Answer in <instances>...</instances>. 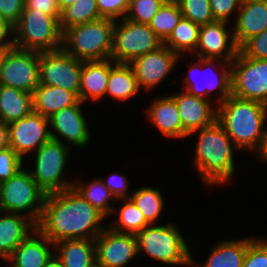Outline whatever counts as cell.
Returning <instances> with one entry per match:
<instances>
[{
  "label": "cell",
  "mask_w": 267,
  "mask_h": 267,
  "mask_svg": "<svg viewBox=\"0 0 267 267\" xmlns=\"http://www.w3.org/2000/svg\"><path fill=\"white\" fill-rule=\"evenodd\" d=\"M105 218L72 187L46 194L37 229L54 244L64 239H95L106 228L101 224Z\"/></svg>",
  "instance_id": "cell-1"
},
{
  "label": "cell",
  "mask_w": 267,
  "mask_h": 267,
  "mask_svg": "<svg viewBox=\"0 0 267 267\" xmlns=\"http://www.w3.org/2000/svg\"><path fill=\"white\" fill-rule=\"evenodd\" d=\"M216 121L239 149L257 151L265 137L267 105L230 95L217 105Z\"/></svg>",
  "instance_id": "cell-2"
},
{
  "label": "cell",
  "mask_w": 267,
  "mask_h": 267,
  "mask_svg": "<svg viewBox=\"0 0 267 267\" xmlns=\"http://www.w3.org/2000/svg\"><path fill=\"white\" fill-rule=\"evenodd\" d=\"M198 133V142L193 163L203 182L227 183L234 174L233 150L238 149L223 127L215 121L212 125L191 132Z\"/></svg>",
  "instance_id": "cell-3"
},
{
  "label": "cell",
  "mask_w": 267,
  "mask_h": 267,
  "mask_svg": "<svg viewBox=\"0 0 267 267\" xmlns=\"http://www.w3.org/2000/svg\"><path fill=\"white\" fill-rule=\"evenodd\" d=\"M114 25L113 19L99 18L69 27L63 31L62 49L82 61L109 59Z\"/></svg>",
  "instance_id": "cell-4"
},
{
  "label": "cell",
  "mask_w": 267,
  "mask_h": 267,
  "mask_svg": "<svg viewBox=\"0 0 267 267\" xmlns=\"http://www.w3.org/2000/svg\"><path fill=\"white\" fill-rule=\"evenodd\" d=\"M14 28V47L48 52L62 49L60 20L34 9H24Z\"/></svg>",
  "instance_id": "cell-5"
},
{
  "label": "cell",
  "mask_w": 267,
  "mask_h": 267,
  "mask_svg": "<svg viewBox=\"0 0 267 267\" xmlns=\"http://www.w3.org/2000/svg\"><path fill=\"white\" fill-rule=\"evenodd\" d=\"M138 252L144 251L155 261L191 267L192 254L180 230L172 223L166 225L150 224L137 235Z\"/></svg>",
  "instance_id": "cell-6"
},
{
  "label": "cell",
  "mask_w": 267,
  "mask_h": 267,
  "mask_svg": "<svg viewBox=\"0 0 267 267\" xmlns=\"http://www.w3.org/2000/svg\"><path fill=\"white\" fill-rule=\"evenodd\" d=\"M45 197L46 193L38 186L30 172L21 168L0 184V211L26 215L38 224Z\"/></svg>",
  "instance_id": "cell-7"
},
{
  "label": "cell",
  "mask_w": 267,
  "mask_h": 267,
  "mask_svg": "<svg viewBox=\"0 0 267 267\" xmlns=\"http://www.w3.org/2000/svg\"><path fill=\"white\" fill-rule=\"evenodd\" d=\"M121 23L115 20L111 59L116 63L129 64L133 59L154 51L163 45V41L148 24H139L123 18Z\"/></svg>",
  "instance_id": "cell-8"
},
{
  "label": "cell",
  "mask_w": 267,
  "mask_h": 267,
  "mask_svg": "<svg viewBox=\"0 0 267 267\" xmlns=\"http://www.w3.org/2000/svg\"><path fill=\"white\" fill-rule=\"evenodd\" d=\"M64 144L61 141L50 139L35 151V170H29V172L46 194L60 192L73 186L74 182L65 181L61 176L71 147Z\"/></svg>",
  "instance_id": "cell-9"
},
{
  "label": "cell",
  "mask_w": 267,
  "mask_h": 267,
  "mask_svg": "<svg viewBox=\"0 0 267 267\" xmlns=\"http://www.w3.org/2000/svg\"><path fill=\"white\" fill-rule=\"evenodd\" d=\"M0 85L33 93L39 86V52L0 49Z\"/></svg>",
  "instance_id": "cell-10"
},
{
  "label": "cell",
  "mask_w": 267,
  "mask_h": 267,
  "mask_svg": "<svg viewBox=\"0 0 267 267\" xmlns=\"http://www.w3.org/2000/svg\"><path fill=\"white\" fill-rule=\"evenodd\" d=\"M231 95L267 105V59L244 56L231 62Z\"/></svg>",
  "instance_id": "cell-11"
},
{
  "label": "cell",
  "mask_w": 267,
  "mask_h": 267,
  "mask_svg": "<svg viewBox=\"0 0 267 267\" xmlns=\"http://www.w3.org/2000/svg\"><path fill=\"white\" fill-rule=\"evenodd\" d=\"M83 61L63 49L39 52V84L56 86L79 98Z\"/></svg>",
  "instance_id": "cell-12"
},
{
  "label": "cell",
  "mask_w": 267,
  "mask_h": 267,
  "mask_svg": "<svg viewBox=\"0 0 267 267\" xmlns=\"http://www.w3.org/2000/svg\"><path fill=\"white\" fill-rule=\"evenodd\" d=\"M199 60L198 62L196 61L192 66L189 67V75L190 77H185V81H183V84L187 85L186 86V91L196 97L205 99V100H210L211 92L214 89H219L220 96L217 99V104L223 103L230 95H231V86H232V81H231V62H224L217 64V66H222L221 69H219V73L216 72L214 66V62L216 60L221 59H210V58H200L197 59ZM203 65H202V64ZM222 64V65H221ZM208 68L209 73L205 74L206 76L203 78V84H199L195 82V80L191 79V75H193V72L195 73L196 71L203 70L202 66ZM200 68V69H198ZM213 68V69H212ZM198 69V70H197ZM192 73V74H191ZM216 73V74H215ZM197 74V73H196ZM218 74V75H217ZM195 75V74H194ZM208 76V77H207Z\"/></svg>",
  "instance_id": "cell-13"
},
{
  "label": "cell",
  "mask_w": 267,
  "mask_h": 267,
  "mask_svg": "<svg viewBox=\"0 0 267 267\" xmlns=\"http://www.w3.org/2000/svg\"><path fill=\"white\" fill-rule=\"evenodd\" d=\"M181 57L164 44L158 49L133 59L129 65L141 89L151 90L174 68Z\"/></svg>",
  "instance_id": "cell-14"
},
{
  "label": "cell",
  "mask_w": 267,
  "mask_h": 267,
  "mask_svg": "<svg viewBox=\"0 0 267 267\" xmlns=\"http://www.w3.org/2000/svg\"><path fill=\"white\" fill-rule=\"evenodd\" d=\"M49 120L32 112L24 118L8 124L10 147L23 159L51 139Z\"/></svg>",
  "instance_id": "cell-15"
},
{
  "label": "cell",
  "mask_w": 267,
  "mask_h": 267,
  "mask_svg": "<svg viewBox=\"0 0 267 267\" xmlns=\"http://www.w3.org/2000/svg\"><path fill=\"white\" fill-rule=\"evenodd\" d=\"M94 241L96 257L106 267H123L139 253L136 235L115 232L108 225Z\"/></svg>",
  "instance_id": "cell-16"
},
{
  "label": "cell",
  "mask_w": 267,
  "mask_h": 267,
  "mask_svg": "<svg viewBox=\"0 0 267 267\" xmlns=\"http://www.w3.org/2000/svg\"><path fill=\"white\" fill-rule=\"evenodd\" d=\"M225 21H213L200 26L196 55L200 58L218 59L232 62L239 52L233 33L227 31Z\"/></svg>",
  "instance_id": "cell-17"
},
{
  "label": "cell",
  "mask_w": 267,
  "mask_h": 267,
  "mask_svg": "<svg viewBox=\"0 0 267 267\" xmlns=\"http://www.w3.org/2000/svg\"><path fill=\"white\" fill-rule=\"evenodd\" d=\"M81 104L83 102L79 100L75 105L65 107L48 118L49 125L54 129V132H57L54 133L50 129L51 139L60 142L58 136H62L69 144L79 148L90 142V132L82 114Z\"/></svg>",
  "instance_id": "cell-18"
},
{
  "label": "cell",
  "mask_w": 267,
  "mask_h": 267,
  "mask_svg": "<svg viewBox=\"0 0 267 267\" xmlns=\"http://www.w3.org/2000/svg\"><path fill=\"white\" fill-rule=\"evenodd\" d=\"M172 97L178 108L182 129L188 135L193 131L210 126L216 121L217 109L215 106H211L210 100L196 97L186 90L178 95H172Z\"/></svg>",
  "instance_id": "cell-19"
},
{
  "label": "cell",
  "mask_w": 267,
  "mask_h": 267,
  "mask_svg": "<svg viewBox=\"0 0 267 267\" xmlns=\"http://www.w3.org/2000/svg\"><path fill=\"white\" fill-rule=\"evenodd\" d=\"M0 217V259L7 260L37 224L20 213L4 211Z\"/></svg>",
  "instance_id": "cell-20"
},
{
  "label": "cell",
  "mask_w": 267,
  "mask_h": 267,
  "mask_svg": "<svg viewBox=\"0 0 267 267\" xmlns=\"http://www.w3.org/2000/svg\"><path fill=\"white\" fill-rule=\"evenodd\" d=\"M234 31L235 43L240 47L254 35L267 29V0L245 1L238 10Z\"/></svg>",
  "instance_id": "cell-21"
},
{
  "label": "cell",
  "mask_w": 267,
  "mask_h": 267,
  "mask_svg": "<svg viewBox=\"0 0 267 267\" xmlns=\"http://www.w3.org/2000/svg\"><path fill=\"white\" fill-rule=\"evenodd\" d=\"M32 233L38 236L34 237ZM7 259L12 262L11 267H44L53 255L49 248L52 243L39 229L33 231ZM33 236V237H32ZM38 238V239H37Z\"/></svg>",
  "instance_id": "cell-22"
},
{
  "label": "cell",
  "mask_w": 267,
  "mask_h": 267,
  "mask_svg": "<svg viewBox=\"0 0 267 267\" xmlns=\"http://www.w3.org/2000/svg\"><path fill=\"white\" fill-rule=\"evenodd\" d=\"M147 116L159 131L168 138H185L188 134L182 129L181 119L174 98H157L147 109Z\"/></svg>",
  "instance_id": "cell-23"
},
{
  "label": "cell",
  "mask_w": 267,
  "mask_h": 267,
  "mask_svg": "<svg viewBox=\"0 0 267 267\" xmlns=\"http://www.w3.org/2000/svg\"><path fill=\"white\" fill-rule=\"evenodd\" d=\"M110 76V58L106 60L83 61L79 100H99L106 95Z\"/></svg>",
  "instance_id": "cell-24"
},
{
  "label": "cell",
  "mask_w": 267,
  "mask_h": 267,
  "mask_svg": "<svg viewBox=\"0 0 267 267\" xmlns=\"http://www.w3.org/2000/svg\"><path fill=\"white\" fill-rule=\"evenodd\" d=\"M32 95L33 111L47 118L65 107L75 105L79 101V98L73 92L45 84H39Z\"/></svg>",
  "instance_id": "cell-25"
},
{
  "label": "cell",
  "mask_w": 267,
  "mask_h": 267,
  "mask_svg": "<svg viewBox=\"0 0 267 267\" xmlns=\"http://www.w3.org/2000/svg\"><path fill=\"white\" fill-rule=\"evenodd\" d=\"M33 112V95L14 87L0 85V119L6 124Z\"/></svg>",
  "instance_id": "cell-26"
},
{
  "label": "cell",
  "mask_w": 267,
  "mask_h": 267,
  "mask_svg": "<svg viewBox=\"0 0 267 267\" xmlns=\"http://www.w3.org/2000/svg\"><path fill=\"white\" fill-rule=\"evenodd\" d=\"M63 267H90L96 257L94 239H64L54 244Z\"/></svg>",
  "instance_id": "cell-27"
},
{
  "label": "cell",
  "mask_w": 267,
  "mask_h": 267,
  "mask_svg": "<svg viewBox=\"0 0 267 267\" xmlns=\"http://www.w3.org/2000/svg\"><path fill=\"white\" fill-rule=\"evenodd\" d=\"M248 247V238L239 240H229L219 242L211 251L209 258L201 267H242L246 250ZM192 257V267L194 266ZM194 267H200L195 264Z\"/></svg>",
  "instance_id": "cell-28"
},
{
  "label": "cell",
  "mask_w": 267,
  "mask_h": 267,
  "mask_svg": "<svg viewBox=\"0 0 267 267\" xmlns=\"http://www.w3.org/2000/svg\"><path fill=\"white\" fill-rule=\"evenodd\" d=\"M139 90L140 88L131 66L127 63H116L110 58V76L106 95H111L113 99L125 101L136 95Z\"/></svg>",
  "instance_id": "cell-29"
},
{
  "label": "cell",
  "mask_w": 267,
  "mask_h": 267,
  "mask_svg": "<svg viewBox=\"0 0 267 267\" xmlns=\"http://www.w3.org/2000/svg\"><path fill=\"white\" fill-rule=\"evenodd\" d=\"M199 31V25L182 17L163 44L179 56L185 52L192 53L198 45Z\"/></svg>",
  "instance_id": "cell-30"
},
{
  "label": "cell",
  "mask_w": 267,
  "mask_h": 267,
  "mask_svg": "<svg viewBox=\"0 0 267 267\" xmlns=\"http://www.w3.org/2000/svg\"><path fill=\"white\" fill-rule=\"evenodd\" d=\"M99 18L101 17L96 0H76L61 12V31Z\"/></svg>",
  "instance_id": "cell-31"
},
{
  "label": "cell",
  "mask_w": 267,
  "mask_h": 267,
  "mask_svg": "<svg viewBox=\"0 0 267 267\" xmlns=\"http://www.w3.org/2000/svg\"><path fill=\"white\" fill-rule=\"evenodd\" d=\"M72 187L105 217L114 212L115 208L110 205L109 200L115 197L102 180L96 179L89 185H84V183L81 184L79 182L73 183Z\"/></svg>",
  "instance_id": "cell-32"
},
{
  "label": "cell",
  "mask_w": 267,
  "mask_h": 267,
  "mask_svg": "<svg viewBox=\"0 0 267 267\" xmlns=\"http://www.w3.org/2000/svg\"><path fill=\"white\" fill-rule=\"evenodd\" d=\"M124 201L126 202L119 211L118 219L108 227L118 233L137 235L150 224L131 198H126Z\"/></svg>",
  "instance_id": "cell-33"
},
{
  "label": "cell",
  "mask_w": 267,
  "mask_h": 267,
  "mask_svg": "<svg viewBox=\"0 0 267 267\" xmlns=\"http://www.w3.org/2000/svg\"><path fill=\"white\" fill-rule=\"evenodd\" d=\"M131 194L130 198L143 213L146 221L155 225L164 207L161 192L150 187H142Z\"/></svg>",
  "instance_id": "cell-34"
},
{
  "label": "cell",
  "mask_w": 267,
  "mask_h": 267,
  "mask_svg": "<svg viewBox=\"0 0 267 267\" xmlns=\"http://www.w3.org/2000/svg\"><path fill=\"white\" fill-rule=\"evenodd\" d=\"M183 17L178 3H164L148 24L153 32L164 42Z\"/></svg>",
  "instance_id": "cell-35"
},
{
  "label": "cell",
  "mask_w": 267,
  "mask_h": 267,
  "mask_svg": "<svg viewBox=\"0 0 267 267\" xmlns=\"http://www.w3.org/2000/svg\"><path fill=\"white\" fill-rule=\"evenodd\" d=\"M177 3L183 17L199 26L215 21L210 9V0H178Z\"/></svg>",
  "instance_id": "cell-36"
},
{
  "label": "cell",
  "mask_w": 267,
  "mask_h": 267,
  "mask_svg": "<svg viewBox=\"0 0 267 267\" xmlns=\"http://www.w3.org/2000/svg\"><path fill=\"white\" fill-rule=\"evenodd\" d=\"M163 4L160 0H130L125 18L135 23L149 24Z\"/></svg>",
  "instance_id": "cell-37"
},
{
  "label": "cell",
  "mask_w": 267,
  "mask_h": 267,
  "mask_svg": "<svg viewBox=\"0 0 267 267\" xmlns=\"http://www.w3.org/2000/svg\"><path fill=\"white\" fill-rule=\"evenodd\" d=\"M242 267H267V240L248 238Z\"/></svg>",
  "instance_id": "cell-38"
},
{
  "label": "cell",
  "mask_w": 267,
  "mask_h": 267,
  "mask_svg": "<svg viewBox=\"0 0 267 267\" xmlns=\"http://www.w3.org/2000/svg\"><path fill=\"white\" fill-rule=\"evenodd\" d=\"M23 161L10 146L0 150V184L7 181L21 169Z\"/></svg>",
  "instance_id": "cell-39"
},
{
  "label": "cell",
  "mask_w": 267,
  "mask_h": 267,
  "mask_svg": "<svg viewBox=\"0 0 267 267\" xmlns=\"http://www.w3.org/2000/svg\"><path fill=\"white\" fill-rule=\"evenodd\" d=\"M239 51L246 57L267 59V29L245 41Z\"/></svg>",
  "instance_id": "cell-40"
},
{
  "label": "cell",
  "mask_w": 267,
  "mask_h": 267,
  "mask_svg": "<svg viewBox=\"0 0 267 267\" xmlns=\"http://www.w3.org/2000/svg\"><path fill=\"white\" fill-rule=\"evenodd\" d=\"M101 18L117 20L126 17L130 0H96Z\"/></svg>",
  "instance_id": "cell-41"
},
{
  "label": "cell",
  "mask_w": 267,
  "mask_h": 267,
  "mask_svg": "<svg viewBox=\"0 0 267 267\" xmlns=\"http://www.w3.org/2000/svg\"><path fill=\"white\" fill-rule=\"evenodd\" d=\"M242 0H210V9L214 20L228 22L229 16L241 7Z\"/></svg>",
  "instance_id": "cell-42"
},
{
  "label": "cell",
  "mask_w": 267,
  "mask_h": 267,
  "mask_svg": "<svg viewBox=\"0 0 267 267\" xmlns=\"http://www.w3.org/2000/svg\"><path fill=\"white\" fill-rule=\"evenodd\" d=\"M25 8V0H0V17L14 26Z\"/></svg>",
  "instance_id": "cell-43"
},
{
  "label": "cell",
  "mask_w": 267,
  "mask_h": 267,
  "mask_svg": "<svg viewBox=\"0 0 267 267\" xmlns=\"http://www.w3.org/2000/svg\"><path fill=\"white\" fill-rule=\"evenodd\" d=\"M24 9H34L61 19V9L57 0H25Z\"/></svg>",
  "instance_id": "cell-44"
},
{
  "label": "cell",
  "mask_w": 267,
  "mask_h": 267,
  "mask_svg": "<svg viewBox=\"0 0 267 267\" xmlns=\"http://www.w3.org/2000/svg\"><path fill=\"white\" fill-rule=\"evenodd\" d=\"M127 181L128 180L125 176L121 175L120 173L119 174L115 173L109 176L107 181L106 182L103 181V183L109 188L110 192L115 197V199L119 200L120 198V200L121 199L123 200L126 198H130V196L126 192L128 186Z\"/></svg>",
  "instance_id": "cell-45"
},
{
  "label": "cell",
  "mask_w": 267,
  "mask_h": 267,
  "mask_svg": "<svg viewBox=\"0 0 267 267\" xmlns=\"http://www.w3.org/2000/svg\"><path fill=\"white\" fill-rule=\"evenodd\" d=\"M11 35H14L13 26L7 20L0 17V49L14 47V38Z\"/></svg>",
  "instance_id": "cell-46"
},
{
  "label": "cell",
  "mask_w": 267,
  "mask_h": 267,
  "mask_svg": "<svg viewBox=\"0 0 267 267\" xmlns=\"http://www.w3.org/2000/svg\"><path fill=\"white\" fill-rule=\"evenodd\" d=\"M10 146L8 124L0 119V150Z\"/></svg>",
  "instance_id": "cell-47"
},
{
  "label": "cell",
  "mask_w": 267,
  "mask_h": 267,
  "mask_svg": "<svg viewBox=\"0 0 267 267\" xmlns=\"http://www.w3.org/2000/svg\"><path fill=\"white\" fill-rule=\"evenodd\" d=\"M258 152L259 154V158H261V160L263 159V161L267 162V131L265 134L264 139L262 140L258 150L256 151V153Z\"/></svg>",
  "instance_id": "cell-48"
},
{
  "label": "cell",
  "mask_w": 267,
  "mask_h": 267,
  "mask_svg": "<svg viewBox=\"0 0 267 267\" xmlns=\"http://www.w3.org/2000/svg\"><path fill=\"white\" fill-rule=\"evenodd\" d=\"M44 267H63V264L58 257L52 255Z\"/></svg>",
  "instance_id": "cell-49"
},
{
  "label": "cell",
  "mask_w": 267,
  "mask_h": 267,
  "mask_svg": "<svg viewBox=\"0 0 267 267\" xmlns=\"http://www.w3.org/2000/svg\"><path fill=\"white\" fill-rule=\"evenodd\" d=\"M61 11L67 6L73 4L76 0H57Z\"/></svg>",
  "instance_id": "cell-50"
},
{
  "label": "cell",
  "mask_w": 267,
  "mask_h": 267,
  "mask_svg": "<svg viewBox=\"0 0 267 267\" xmlns=\"http://www.w3.org/2000/svg\"><path fill=\"white\" fill-rule=\"evenodd\" d=\"M90 267H106L97 257L90 263Z\"/></svg>",
  "instance_id": "cell-51"
},
{
  "label": "cell",
  "mask_w": 267,
  "mask_h": 267,
  "mask_svg": "<svg viewBox=\"0 0 267 267\" xmlns=\"http://www.w3.org/2000/svg\"><path fill=\"white\" fill-rule=\"evenodd\" d=\"M163 3H176L178 0H160Z\"/></svg>",
  "instance_id": "cell-52"
},
{
  "label": "cell",
  "mask_w": 267,
  "mask_h": 267,
  "mask_svg": "<svg viewBox=\"0 0 267 267\" xmlns=\"http://www.w3.org/2000/svg\"><path fill=\"white\" fill-rule=\"evenodd\" d=\"M243 2H245V1H256V0H242Z\"/></svg>",
  "instance_id": "cell-53"
}]
</instances>
